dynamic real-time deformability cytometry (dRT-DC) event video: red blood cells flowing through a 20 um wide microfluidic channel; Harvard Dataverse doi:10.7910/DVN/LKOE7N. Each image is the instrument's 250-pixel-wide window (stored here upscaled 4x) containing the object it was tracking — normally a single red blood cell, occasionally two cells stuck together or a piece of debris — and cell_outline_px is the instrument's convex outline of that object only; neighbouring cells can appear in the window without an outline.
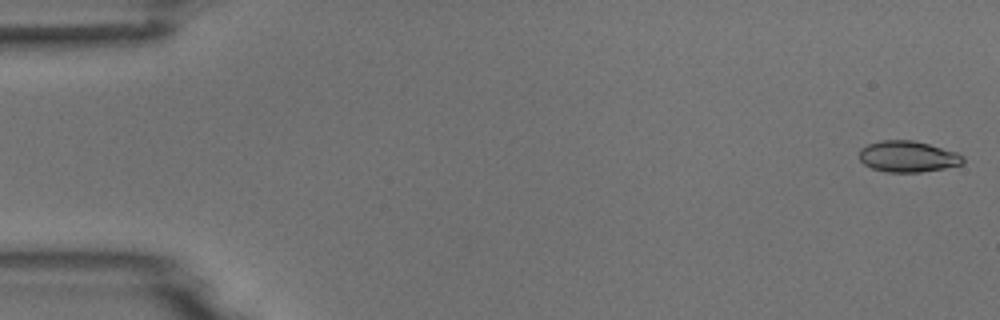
{"species": "common noctule bat (a hibernating species)", "species_latin": "Nyctalus noctula", "temperature_condition": "room temperature", "stored_images_in_passage": 6, "camera_frame_rate_fps": 3000, "um_per_image_px": 0.085, "animal": {"sex": "male", "body_mass_g": 18.8}, "frame": {"image": 1, "passage_image": 1, "time_ms": 0.0, "image_size_px": [1000, 320], "cell_outline_px": [[964, 164], [944, 168], [920, 172], [884, 172], [872, 168], [864, 164], [860, 160], [860, 148], [868, 144], [880, 140], [912, 140], [928, 144], [956, 152], [964, 156]], "centroid_in_image_um": [77.16, 13.31], "position_along_channel_um": 7.8, "area_um2": 18.84}}
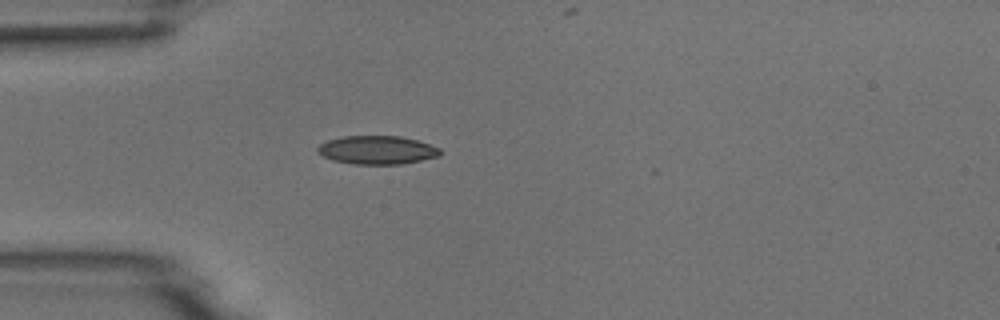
{"frame": {"image": 2, "passage_image": 5, "time_ms": 4.667, "image_size_px": [1000, 320], "cell_outline_px": [[444, 152], [440, 156], [400, 164], [352, 164], [332, 160], [316, 152], [316, 148], [320, 144], [328, 140], [340, 136], [400, 136], [416, 140], [440, 148]], "centroid_in_image_um": [32.04, 12.75], "position_along_channel_um": 53.0, "area_um2": 20.4}}